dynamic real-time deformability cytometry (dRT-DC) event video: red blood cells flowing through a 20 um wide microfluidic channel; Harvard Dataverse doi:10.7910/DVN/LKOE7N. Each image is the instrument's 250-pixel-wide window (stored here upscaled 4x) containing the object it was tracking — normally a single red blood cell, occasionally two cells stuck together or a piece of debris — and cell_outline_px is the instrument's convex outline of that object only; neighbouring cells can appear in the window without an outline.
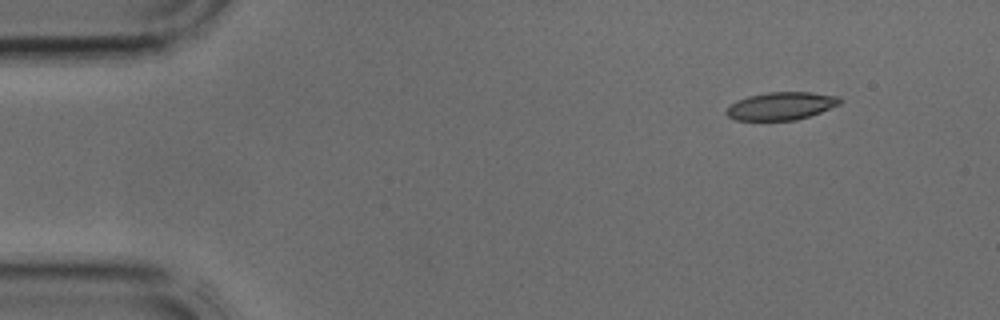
{"species": "common noctule bat (a hibernating species)", "species_latin": "Nyctalus noctula", "temperature_condition": "cold", "stored_images_in_passage": 4, "camera_frame_rate_fps": 3000, "um_per_image_px": 0.085, "animal": {"sex": "male", "body_mass_g": 17.9, "forearm_length_mm": 54.2}, "frame": {"image": 1, "passage_image": 4, "time_ms": 1.0, "image_size_px": [1000, 320], "cell_outline_px": [[840, 104], [820, 112], [796, 120], [736, 120], [728, 116], [724, 112], [736, 100], [748, 96], [768, 92], [812, 92], [840, 96]], "centroid_in_image_um": [66.39, 9.0], "position_along_channel_um": 18.6, "area_um2": 18.32}}